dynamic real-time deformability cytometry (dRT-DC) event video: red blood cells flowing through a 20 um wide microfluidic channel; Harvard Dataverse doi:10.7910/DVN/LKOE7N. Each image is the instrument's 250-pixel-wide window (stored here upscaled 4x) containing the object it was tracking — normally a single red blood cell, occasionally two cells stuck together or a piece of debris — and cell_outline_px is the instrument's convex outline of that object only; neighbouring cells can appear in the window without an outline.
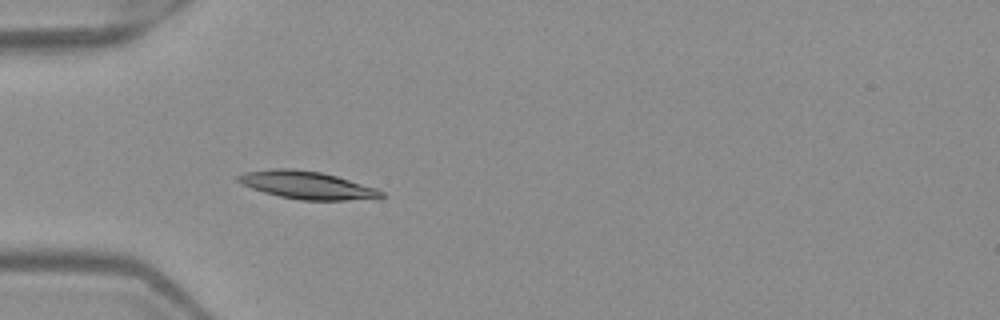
{"species": "Egyptian fruit bat (a non-hibernating species)", "species_latin": "Rousettus aegyptiacus", "temperature_condition": "warm", "stored_images_in_passage": 4, "camera_frame_rate_fps": 3000, "um_per_image_px": 0.085, "frame": {"image": 1, "passage_image": 4, "time_ms": 1.0, "image_size_px": [1000, 320], "cell_outline_px": [[388, 196], [380, 200], [300, 200], [280, 196], [264, 192], [252, 188], [236, 180], [236, 176], [244, 172], [272, 168], [292, 168], [320, 172], [336, 176], [376, 188], [384, 192]], "centroid_in_image_um": [26.18, 15.75], "position_along_channel_um": 58.8, "area_um2": 23.41}}